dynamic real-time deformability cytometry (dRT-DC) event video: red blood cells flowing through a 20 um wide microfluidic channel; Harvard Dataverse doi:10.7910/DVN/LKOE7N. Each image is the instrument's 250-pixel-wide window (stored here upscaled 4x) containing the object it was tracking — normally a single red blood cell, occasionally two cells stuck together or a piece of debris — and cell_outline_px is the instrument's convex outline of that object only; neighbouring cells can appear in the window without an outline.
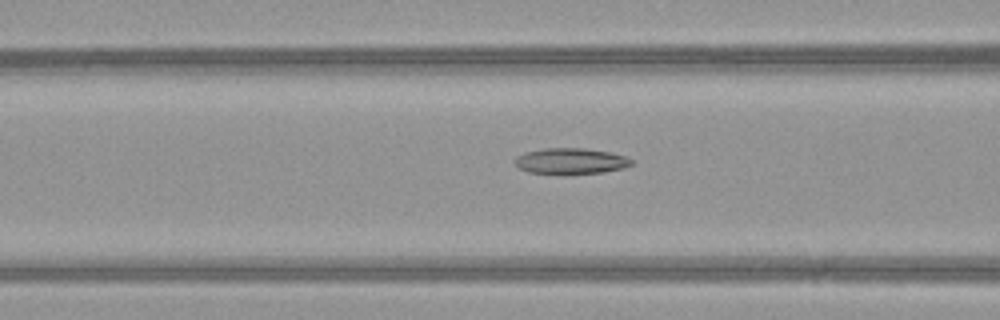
{"species": "common noctule bat (a hibernating species)", "species_latin": "Nyctalus noctula", "temperature_condition": "warm", "stored_images_in_passage": 39, "camera_frame_rate_fps": 3000, "um_per_image_px": 0.085, "animal": {"sex": "female", "body_mass_g": 21.9}, "frame": {"image": 1, "passage_image": 10, "time_ms": 3.0, "image_size_px": [1000, 320], "cell_outline_px": [[632, 164], [624, 168], [604, 172], [528, 172], [520, 168], [512, 160], [516, 156], [524, 152], [544, 148], [584, 148], [612, 152], [624, 156], [632, 160]], "centroid_in_image_um": [48.51, 13.65], "position_along_channel_um": 118.1, "area_um2": 17.17}}
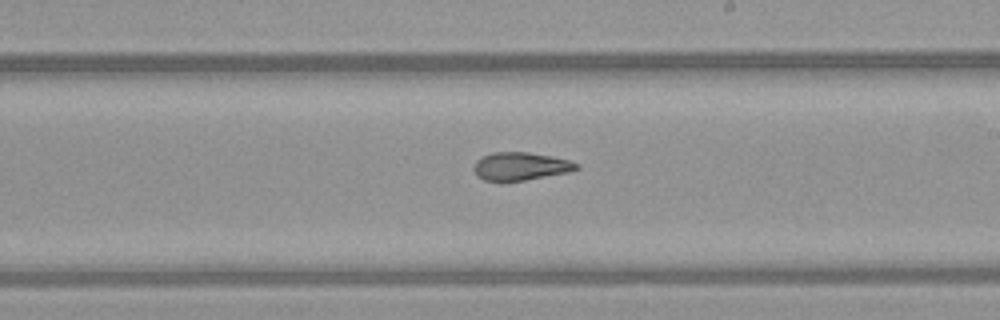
{"frame": {"image": 2, "passage_image": 19, "time_ms": 6.0, "image_size_px": [1000, 320], "cell_outline_px": [[580, 168], [568, 172], [524, 180], [484, 180], [476, 176], [472, 168], [476, 160], [492, 152], [528, 152], [552, 156], [568, 160], [580, 164]], "centroid_in_image_um": [44.24, 14.12], "position_along_channel_um": 244.8, "area_um2": 16.65}}
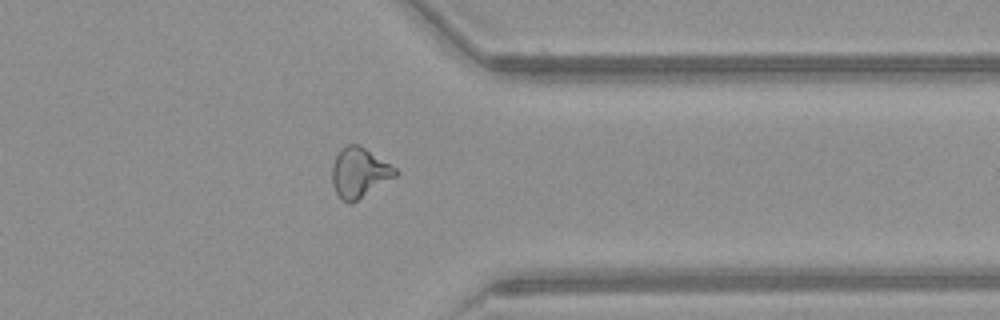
{"frame": {"image": 3, "passage_image": 29, "time_ms": 9.333, "image_size_px": [1000, 320], "cell_outline_px": [[400, 172], [396, 176], [352, 204], [348, 204], [336, 192], [332, 184], [332, 164], [336, 156], [348, 144], [360, 144], [396, 168]], "centroid_in_image_um": [30.56, 14.68], "position_along_channel_um": 380.8, "area_um2": 18.32}, "authors_computed_cell_mechanics": {"area_um2": 17.8602, "velocity_mm_per_s": 4.2036, "shape_relaxation_time_tau1_ms": 10.4566, "shape_relaxation_time_tau2_ms": 2.8361, "deformation_change_tau1": 0.282, "deformation_change_tau2": 0.1127}}